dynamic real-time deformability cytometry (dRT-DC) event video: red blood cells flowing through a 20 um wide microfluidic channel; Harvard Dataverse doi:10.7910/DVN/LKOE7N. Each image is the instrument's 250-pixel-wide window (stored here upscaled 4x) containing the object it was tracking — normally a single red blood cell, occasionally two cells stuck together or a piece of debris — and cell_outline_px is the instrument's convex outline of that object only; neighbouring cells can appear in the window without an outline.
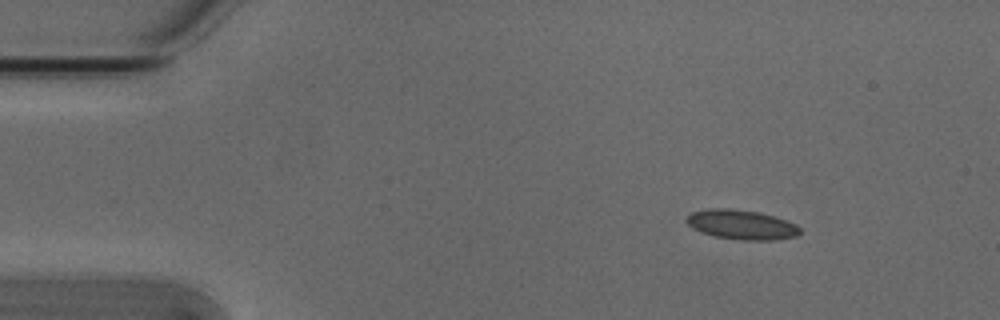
{"species": "Egyptian fruit bat (a non-hibernating species)", "species_latin": "Rousettus aegyptiacus", "temperature_condition": "cold", "stored_images_in_passage": 3, "camera_frame_rate_fps": 3000, "um_per_image_px": 0.085, "animal": {"sex": "male"}, "frame": {"image": 1, "passage_image": 1, "time_ms": 0.0, "image_size_px": [1000, 320], "cell_outline_px": [[800, 232], [796, 236], [776, 240], [740, 240], [716, 236], [700, 232], [692, 228], [684, 220], [692, 212], [708, 208], [728, 208], [760, 212], [776, 216], [788, 220], [796, 224], [800, 228]], "centroid_in_image_um": [63.04, 19.09], "position_along_channel_um": 22.0, "area_um2": 19.77}}